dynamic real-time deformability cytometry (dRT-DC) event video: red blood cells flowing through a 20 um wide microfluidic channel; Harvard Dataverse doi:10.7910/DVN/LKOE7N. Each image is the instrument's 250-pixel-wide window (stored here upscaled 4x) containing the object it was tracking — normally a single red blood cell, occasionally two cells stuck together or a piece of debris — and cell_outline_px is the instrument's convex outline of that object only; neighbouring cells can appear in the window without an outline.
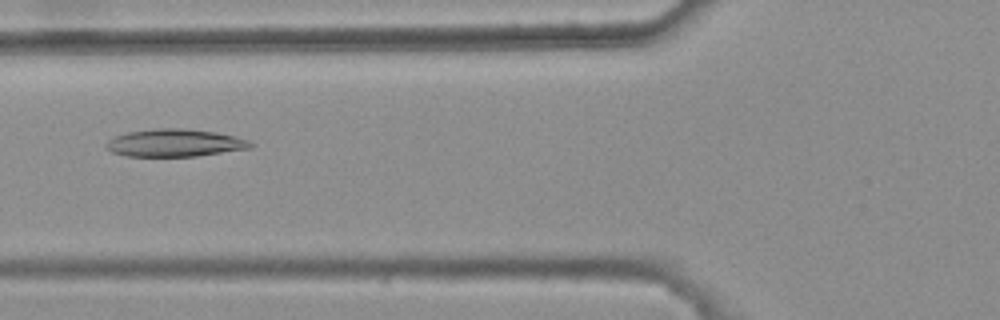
{"species": "common noctule bat (a hibernating species)", "species_latin": "Nyctalus noctula", "temperature_condition": "warm", "stored_images_in_passage": 5, "camera_frame_rate_fps": 3000, "um_per_image_px": 0.085, "animal": {"sex": "female", "body_mass_g": 25.1}, "frame": {"image": 1, "passage_image": 5, "time_ms": 1.333, "image_size_px": [1000, 320], "cell_outline_px": [[256, 144], [252, 148], [196, 156], [128, 156], [112, 152], [104, 148], [104, 144], [108, 140], [116, 136], [128, 132], [156, 128], [184, 128], [216, 132], [248, 140]], "centroid_in_image_um": [14.85, 12.14], "position_along_channel_um": 110.9, "area_um2": 23.24}}